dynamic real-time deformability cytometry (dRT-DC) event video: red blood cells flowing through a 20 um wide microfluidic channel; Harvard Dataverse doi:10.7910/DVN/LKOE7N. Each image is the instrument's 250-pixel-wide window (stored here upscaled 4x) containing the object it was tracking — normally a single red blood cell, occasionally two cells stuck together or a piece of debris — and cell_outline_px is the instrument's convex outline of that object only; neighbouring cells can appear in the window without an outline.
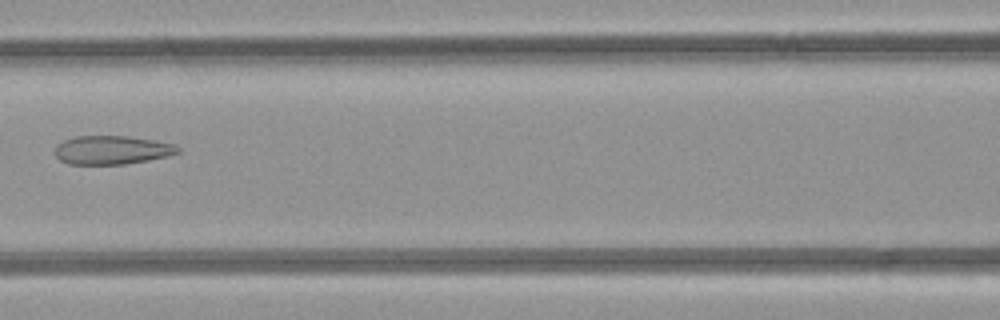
{"species": "common noctule bat (a hibernating species)", "species_latin": "Nyctalus noctula", "temperature_condition": "room temperature", "stored_images_in_passage": 5, "camera_frame_rate_fps": 3000, "um_per_image_px": 0.085, "animal": {"sex": "female", "body_mass_g": 21.9}, "frame": {"image": 1, "passage_image": 5, "time_ms": 4.333, "image_size_px": [1000, 320], "cell_outline_px": [[180, 152], [168, 156], [148, 160], [124, 164], [68, 164], [60, 160], [56, 156], [56, 148], [64, 140], [76, 136], [128, 136], [152, 140], [172, 144], [180, 148]], "centroid_in_image_um": [9.52, 12.75], "position_along_channel_um": 157.1, "area_um2": 20.29}}